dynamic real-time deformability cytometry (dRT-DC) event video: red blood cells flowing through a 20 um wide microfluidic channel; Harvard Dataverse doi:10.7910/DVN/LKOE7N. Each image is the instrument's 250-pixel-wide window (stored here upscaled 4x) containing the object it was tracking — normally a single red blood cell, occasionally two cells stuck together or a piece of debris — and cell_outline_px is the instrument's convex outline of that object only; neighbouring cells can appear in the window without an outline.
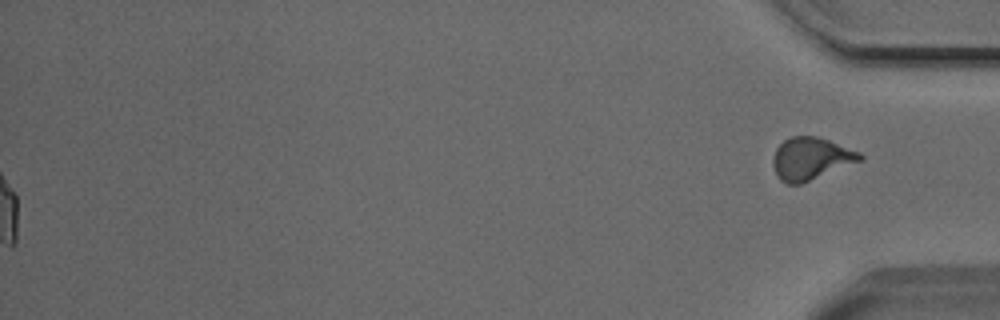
{"species": "Egyptian fruit bat (a non-hibernating species)", "species_latin": "Rousettus aegyptiacus", "temperature_condition": "cold", "stored_images_in_passage": 54, "segment_of_instrument_passage": [2, 2], "camera_frame_rate_fps": 3000, "um_per_image_px": 0.085, "animal": {"sex": "male"}, "frame": {"image": 1, "passage_image": 54, "time_ms": 17.667, "image_size_px": [1000, 320], "cell_outline_px": [[864, 160], [800, 184], [788, 184], [780, 180], [776, 176], [772, 164], [772, 160], [776, 148], [784, 140], [792, 136], [816, 136], [828, 140], [860, 152], [864, 156]], "centroid_in_image_um": [68.92, 13.49], "position_along_channel_um": 366.3, "area_um2": 21.56}}